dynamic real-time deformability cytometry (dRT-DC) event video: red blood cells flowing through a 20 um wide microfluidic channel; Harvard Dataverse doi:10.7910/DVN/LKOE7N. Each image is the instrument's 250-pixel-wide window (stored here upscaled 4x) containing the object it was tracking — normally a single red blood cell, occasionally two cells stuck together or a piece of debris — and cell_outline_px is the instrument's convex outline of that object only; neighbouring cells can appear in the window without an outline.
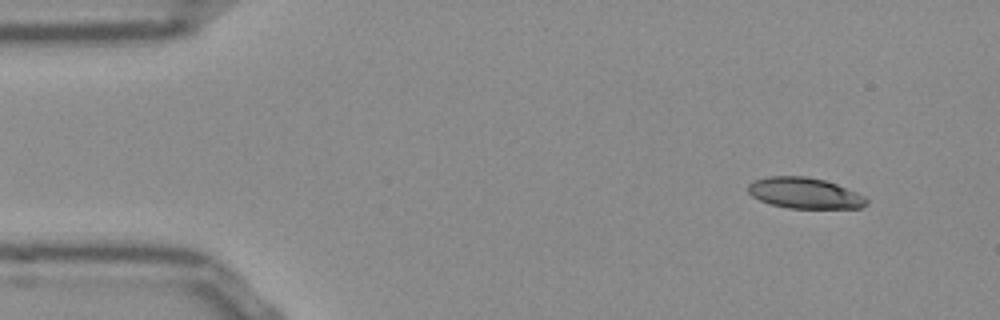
{"species": "Egyptian fruit bat (a non-hibernating species)", "species_latin": "Rousettus aegyptiacus", "temperature_condition": "room temperature", "stored_images_in_passage": 48, "camera_frame_rate_fps": 3000, "um_per_image_px": 0.085, "frame": {"image": 1, "passage_image": 1, "time_ms": 0.0, "image_size_px": [1000, 320], "cell_outline_px": [[868, 204], [860, 208], [788, 208], [772, 204], [760, 200], [752, 196], [748, 192], [748, 184], [756, 180], [768, 176], [804, 176], [824, 180], [836, 184], [856, 192], [864, 196], [868, 200]], "centroid_in_image_um": [68.4, 16.41], "position_along_channel_um": 16.6, "area_um2": 21.15}}
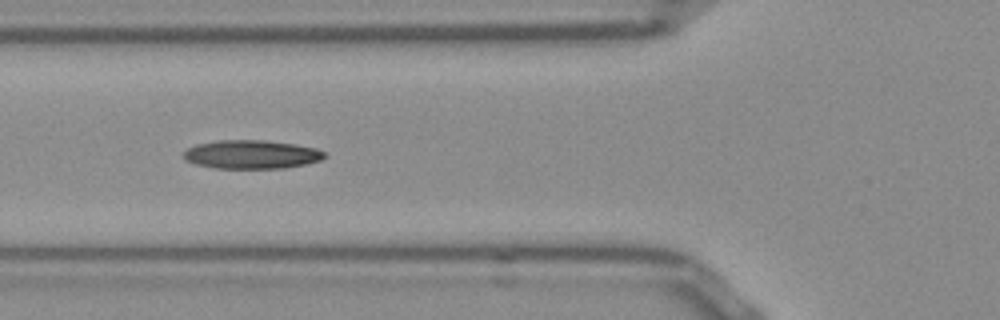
{"frame": {"image": 2, "passage_image": 15, "time_ms": 4.667, "image_size_px": [1000, 320], "cell_outline_px": [[328, 156], [320, 160], [304, 164], [284, 168], [216, 168], [196, 164], [184, 160], [184, 152], [188, 148], [196, 144], [216, 140], [264, 140], [296, 144], [316, 148], [324, 152]], "centroid_in_image_um": [21.38, 13.12], "position_along_channel_um": 104.4, "area_um2": 23.52}}
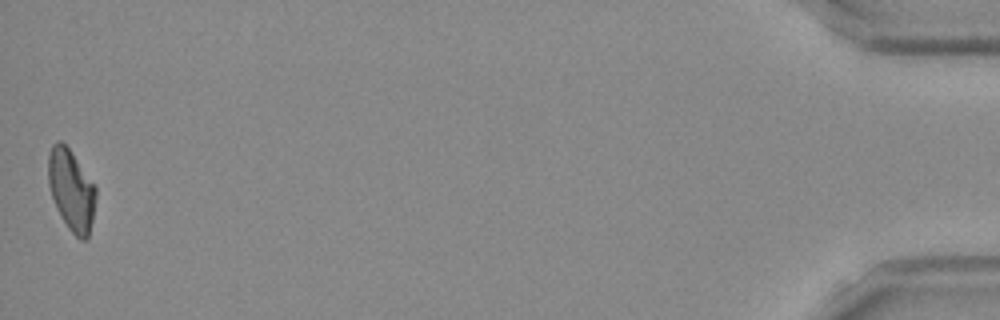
{"frame": {"image": 3, "passage_image": 48, "time_ms": 15.667, "image_size_px": [1000, 320], "cell_outline_px": [[96, 200], [92, 220], [88, 236], [84, 240], [80, 240], [68, 228], [60, 216], [56, 208], [48, 184], [48, 152], [52, 144], [56, 140], [60, 140], [68, 148], [96, 188]], "centroid_in_image_um": [6.04, 16.16], "position_along_channel_um": 429.2, "area_um2": 22.31}, "authors_computed_cell_mechanics": {"area_um2": 22.8021, "velocity_mm_per_s": 3.8581, "shape_relaxation_time_tau1_ms": null, "shape_relaxation_time_tau2_ms": 7.7645, "deformation_change_tau1": null, "deformation_change_tau2": 0.1812}}